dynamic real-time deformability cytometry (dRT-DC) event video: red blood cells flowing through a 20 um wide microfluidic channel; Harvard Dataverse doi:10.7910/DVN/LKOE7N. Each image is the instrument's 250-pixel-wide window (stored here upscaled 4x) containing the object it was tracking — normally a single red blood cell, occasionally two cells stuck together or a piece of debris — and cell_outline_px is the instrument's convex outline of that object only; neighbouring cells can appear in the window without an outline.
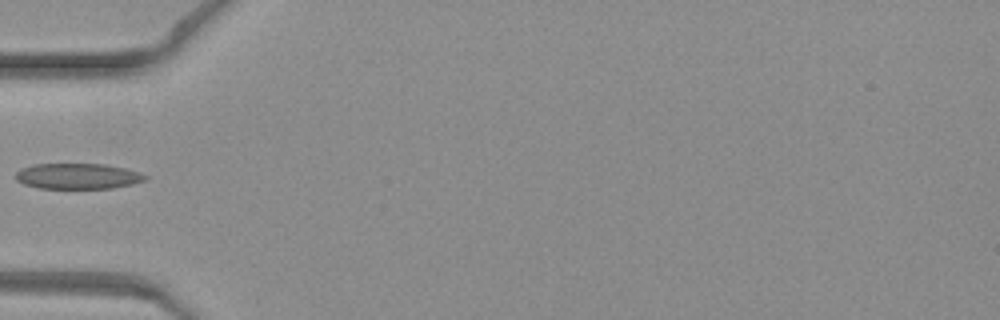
{"species": "common noctule bat (a hibernating species)", "species_latin": "Nyctalus noctula", "temperature_condition": "warm", "stored_images_in_passage": 20, "camera_frame_rate_fps": 3000, "um_per_image_px": 0.085, "animal": {"sex": "female", "body_mass_g": 19.3, "forearm_length_mm": 54.1}, "frame": {"image": 1, "passage_image": 1, "time_ms": 0.0, "image_size_px": [1000, 320], "cell_outline_px": [[148, 176], [144, 180], [132, 184], [112, 188], [40, 188], [24, 184], [16, 180], [16, 172], [20, 168], [32, 164], [104, 164], [124, 168]], "centroid_in_image_um": [6.56, 14.97], "position_along_channel_um": 78.4, "area_um2": 19.19}}